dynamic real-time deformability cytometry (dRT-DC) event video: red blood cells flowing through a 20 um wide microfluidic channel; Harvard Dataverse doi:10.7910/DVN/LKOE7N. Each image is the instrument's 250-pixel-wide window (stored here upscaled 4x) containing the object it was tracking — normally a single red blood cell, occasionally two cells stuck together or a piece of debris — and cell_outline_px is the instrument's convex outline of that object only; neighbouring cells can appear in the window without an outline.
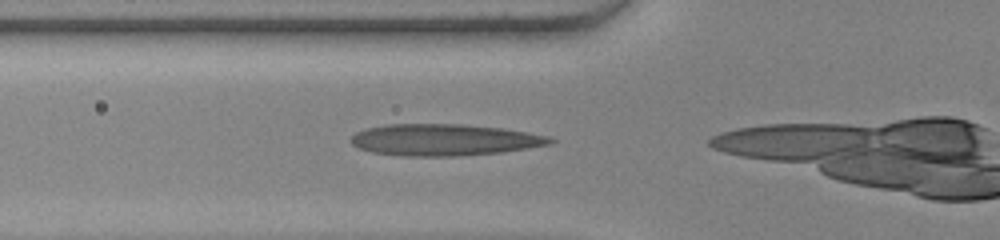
{"species": "human", "species_latin": "Homo sapiens", "temperature_condition": "warm", "stored_images_in_passage": 12, "camera_frame_rate_fps": 3000, "um_per_image_px": 0.085, "donor": {"sex": "female"}, "frame": {"image": 1, "passage_image": 8, "time_ms": 2.333, "image_size_px": [1000, 240], "cell_outline_px": [[556, 140], [552, 144], [528, 148], [500, 152], [456, 156], [400, 156], [372, 152], [356, 148], [348, 140], [356, 132], [364, 128], [388, 124], [464, 124], [500, 128], [548, 136]], "centroid_in_image_um": [37.69, 11.89], "position_along_channel_um": 88.1, "area_um2": 36.82}}
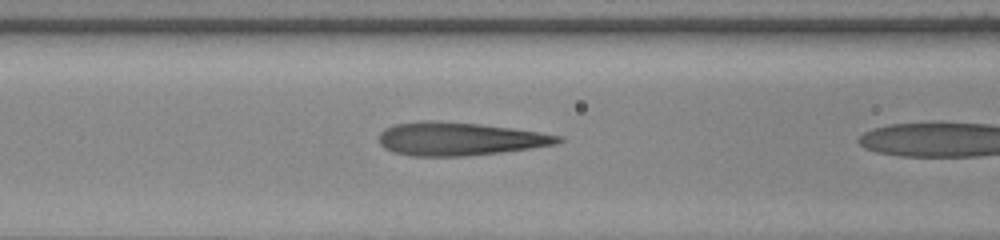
{"frame": {"image": 2, "passage_image": 11, "time_ms": 3.333, "image_size_px": [1000, 240], "cell_outline_px": [[564, 140], [556, 144], [532, 148], [468, 156], [412, 156], [392, 152], [384, 148], [380, 144], [380, 132], [384, 128], [396, 124], [420, 120], [436, 120], [480, 124], [512, 128], [540, 132], [564, 136]], "centroid_in_image_um": [39.05, 11.8], "position_along_channel_um": 127.5, "area_um2": 34.91}}